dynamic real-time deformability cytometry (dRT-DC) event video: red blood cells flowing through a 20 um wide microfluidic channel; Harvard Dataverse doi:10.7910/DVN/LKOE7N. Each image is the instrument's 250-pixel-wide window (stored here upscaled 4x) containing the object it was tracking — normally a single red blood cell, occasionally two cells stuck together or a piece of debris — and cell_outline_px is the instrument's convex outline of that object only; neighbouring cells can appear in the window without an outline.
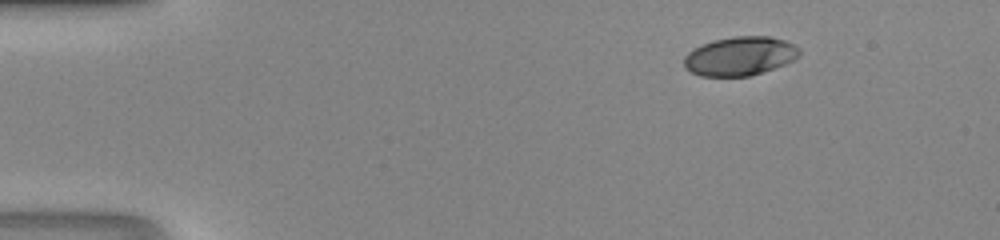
{"species": "human", "species_latin": "Homo sapiens", "temperature_condition": "room temperature", "stored_images_in_passage": 42, "camera_frame_rate_fps": 3000, "um_per_image_px": 0.085, "donor": {"sex": "male"}, "frame": {"image": 1, "passage_image": 1, "time_ms": 0.0, "image_size_px": [1000, 240], "cell_outline_px": [[800, 52], [792, 60], [784, 64], [748, 76], [700, 76], [684, 68], [684, 56], [688, 52], [704, 44], [716, 40], [736, 36], [768, 36], [784, 40], [800, 48]], "centroid_in_image_um": [62.87, 4.77], "position_along_channel_um": 22.1, "area_um2": 25.66}}
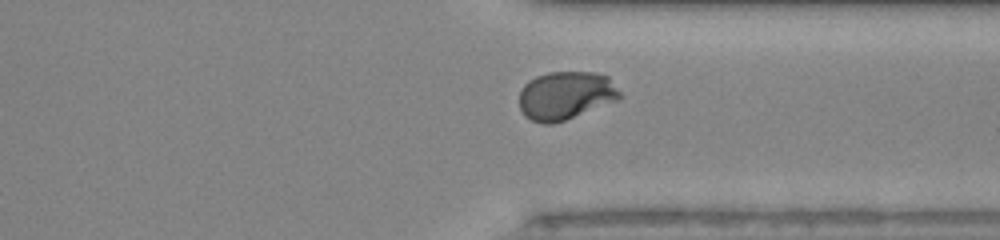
{"frame": {"image": 2, "passage_image": 31, "time_ms": 10.0, "image_size_px": [1000, 240], "cell_outline_px": [[620, 100], [564, 120], [552, 124], [544, 124], [532, 120], [524, 116], [520, 108], [520, 92], [524, 84], [528, 80], [536, 76], [548, 72], [592, 72], [608, 76], [620, 92]], "centroid_in_image_um": [48.08, 8.11], "position_along_channel_um": 363.3, "area_um2": 28.32}}
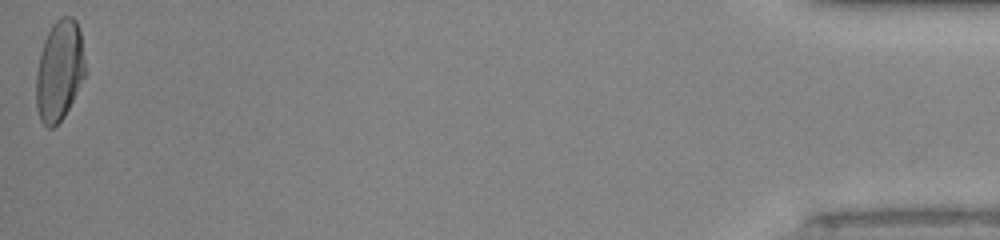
{"frame": {"image": 3, "passage_image": 42, "time_ms": 13.667, "image_size_px": [1000, 240], "cell_outline_px": [[84, 76], [64, 116], [52, 128], [48, 128], [40, 120], [36, 108], [36, 72], [40, 52], [44, 40], [52, 24], [60, 16], [72, 16], [76, 20], [80, 28], [84, 60]], "centroid_in_image_um": [5.02, 5.97], "position_along_channel_um": 430.2, "area_um2": 28.61}}